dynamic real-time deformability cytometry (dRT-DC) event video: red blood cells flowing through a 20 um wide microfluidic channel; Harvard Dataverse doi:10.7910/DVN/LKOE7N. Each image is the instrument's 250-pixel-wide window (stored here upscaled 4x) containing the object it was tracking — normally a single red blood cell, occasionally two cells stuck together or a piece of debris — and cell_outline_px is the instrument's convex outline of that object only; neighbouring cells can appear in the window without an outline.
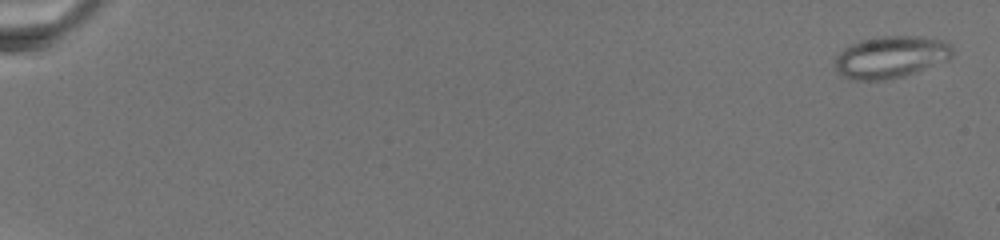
{"species": "common noctule bat (a hibernating species)", "species_latin": "Nyctalus noctula", "temperature_condition": "warm", "stored_images_in_passage": 27, "camera_frame_rate_fps": 3000, "um_per_image_px": 0.085, "animal": {"sex": "female", "body_mass_g": 19.5, "forearm_length_mm": 54.1}, "frame": {"image": 1, "passage_image": 1, "time_ms": 0.0, "image_size_px": [1000, 240], "cell_outline_px": [[952, 56], [948, 60], [904, 76], [884, 80], [856, 80], [844, 76], [836, 72], [836, 56], [844, 48], [860, 40], [884, 36], [920, 36], [944, 40], [952, 48]], "centroid_in_image_um": [75.72, 4.84], "position_along_channel_um": 9.3, "area_um2": 28.61}}
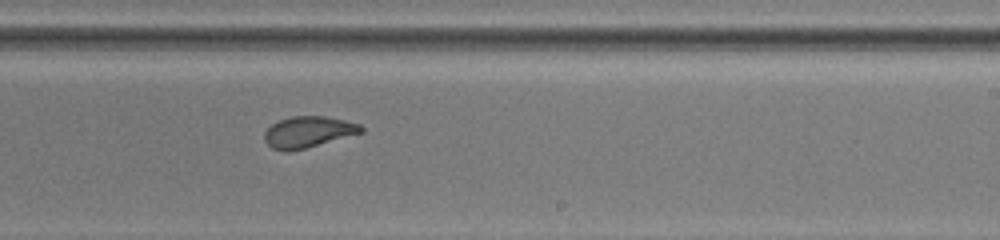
{"frame": {"image": 2, "passage_image": 18, "time_ms": 16.333, "image_size_px": [1000, 240], "cell_outline_px": [[364, 132], [304, 148], [288, 152], [284, 152], [272, 148], [264, 140], [264, 132], [272, 124], [280, 120], [292, 116], [324, 116], [344, 120], [360, 124], [364, 128]], "centroid_in_image_um": [26.18, 11.22], "position_along_channel_um": 262.8, "area_um2": 17.46}}
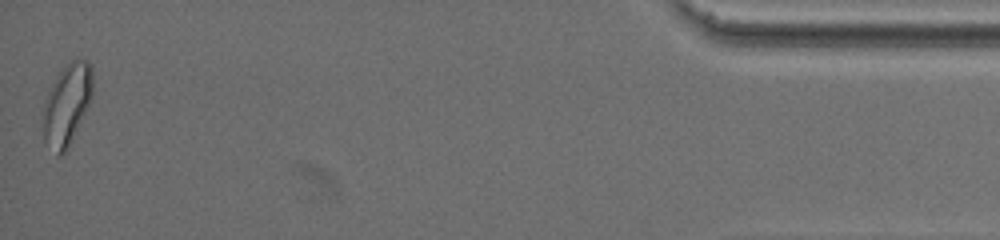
{"frame": {"image": 3, "passage_image": 27, "time_ms": 25.0, "image_size_px": [1000, 240], "cell_outline_px": [[92, 96], [68, 152], [60, 156], [56, 156], [44, 140], [44, 100], [56, 76], [76, 56], [88, 60], [92, 64]], "centroid_in_image_um": [5.71, 8.9], "position_along_channel_um": 429.5, "area_um2": 23.76}}